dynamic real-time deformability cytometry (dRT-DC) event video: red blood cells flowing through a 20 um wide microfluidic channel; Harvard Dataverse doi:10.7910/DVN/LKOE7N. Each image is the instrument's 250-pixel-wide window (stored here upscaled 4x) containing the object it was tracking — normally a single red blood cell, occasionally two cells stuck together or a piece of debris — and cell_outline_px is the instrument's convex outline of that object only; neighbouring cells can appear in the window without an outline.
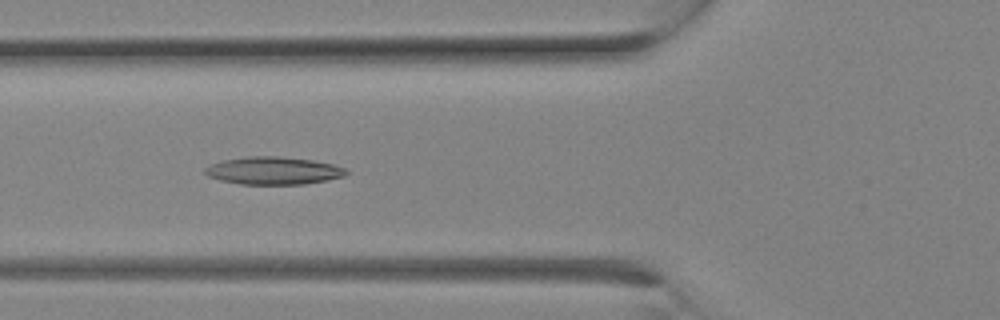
{"species": "Egyptian fruit bat (a non-hibernating species)", "species_latin": "Rousettus aegyptiacus", "temperature_condition": "room temperature", "stored_images_in_passage": 13, "camera_frame_rate_fps": 3000, "um_per_image_px": 0.085, "animal": {"sex": "female"}, "frame": {"image": 1, "passage_image": 10, "time_ms": 3.0, "image_size_px": [1000, 320], "cell_outline_px": [[348, 172], [344, 176], [304, 184], [240, 184], [220, 180], [208, 176], [204, 172], [204, 168], [220, 160], [244, 156], [276, 156], [312, 160], [332, 164], [348, 168]], "centroid_in_image_um": [23.21, 14.5], "position_along_channel_um": 102.6, "area_um2": 22.77}}
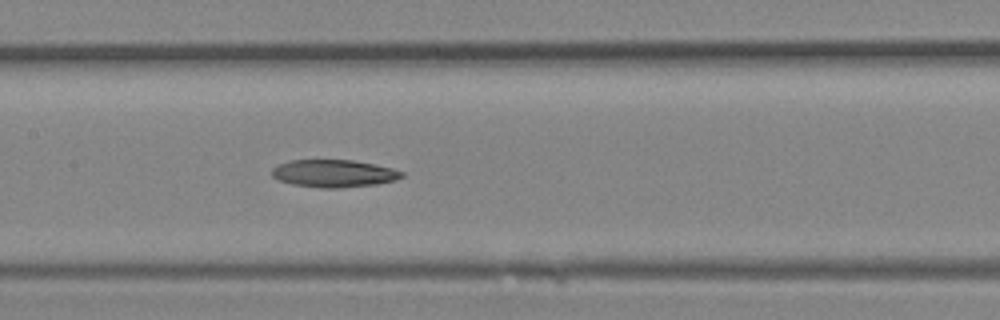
{"frame": {"image": 2, "passage_image": 13, "time_ms": 4.0, "image_size_px": [1000, 320], "cell_outline_px": [[404, 176], [396, 180], [376, 184], [340, 188], [320, 188], [292, 184], [276, 180], [272, 176], [272, 168], [280, 164], [292, 160], [352, 160], [392, 168], [404, 172]], "centroid_in_image_um": [28.37, 14.75], "position_along_channel_um": 179.0, "area_um2": 20.81}}